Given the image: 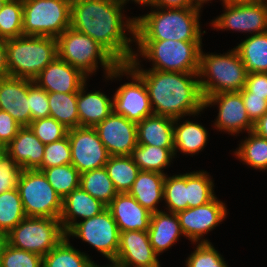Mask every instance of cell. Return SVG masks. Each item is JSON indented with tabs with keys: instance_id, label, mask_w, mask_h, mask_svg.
<instances>
[{
	"instance_id": "1",
	"label": "cell",
	"mask_w": 267,
	"mask_h": 267,
	"mask_svg": "<svg viewBox=\"0 0 267 267\" xmlns=\"http://www.w3.org/2000/svg\"><path fill=\"white\" fill-rule=\"evenodd\" d=\"M124 6L118 0L71 1L70 27L98 42L120 64H128L136 49V16L124 15Z\"/></svg>"
},
{
	"instance_id": "2",
	"label": "cell",
	"mask_w": 267,
	"mask_h": 267,
	"mask_svg": "<svg viewBox=\"0 0 267 267\" xmlns=\"http://www.w3.org/2000/svg\"><path fill=\"white\" fill-rule=\"evenodd\" d=\"M144 81L153 114L173 119L200 115L204 98L198 73L134 70Z\"/></svg>"
},
{
	"instance_id": "3",
	"label": "cell",
	"mask_w": 267,
	"mask_h": 267,
	"mask_svg": "<svg viewBox=\"0 0 267 267\" xmlns=\"http://www.w3.org/2000/svg\"><path fill=\"white\" fill-rule=\"evenodd\" d=\"M139 14L135 24V41L202 42L207 33L201 29V12L198 8H160Z\"/></svg>"
},
{
	"instance_id": "4",
	"label": "cell",
	"mask_w": 267,
	"mask_h": 267,
	"mask_svg": "<svg viewBox=\"0 0 267 267\" xmlns=\"http://www.w3.org/2000/svg\"><path fill=\"white\" fill-rule=\"evenodd\" d=\"M202 44L173 40L135 41L137 49L128 65L133 70L198 73ZM143 60L151 62L152 68L144 69Z\"/></svg>"
},
{
	"instance_id": "5",
	"label": "cell",
	"mask_w": 267,
	"mask_h": 267,
	"mask_svg": "<svg viewBox=\"0 0 267 267\" xmlns=\"http://www.w3.org/2000/svg\"><path fill=\"white\" fill-rule=\"evenodd\" d=\"M247 72L235 48L221 54L200 52L198 78L205 99L223 92H240L246 83Z\"/></svg>"
},
{
	"instance_id": "6",
	"label": "cell",
	"mask_w": 267,
	"mask_h": 267,
	"mask_svg": "<svg viewBox=\"0 0 267 267\" xmlns=\"http://www.w3.org/2000/svg\"><path fill=\"white\" fill-rule=\"evenodd\" d=\"M8 75L34 80L58 57L56 38L21 36L6 40Z\"/></svg>"
},
{
	"instance_id": "7",
	"label": "cell",
	"mask_w": 267,
	"mask_h": 267,
	"mask_svg": "<svg viewBox=\"0 0 267 267\" xmlns=\"http://www.w3.org/2000/svg\"><path fill=\"white\" fill-rule=\"evenodd\" d=\"M57 41L58 58L90 78L99 66L106 78L120 63L98 42L86 34L67 28Z\"/></svg>"
},
{
	"instance_id": "8",
	"label": "cell",
	"mask_w": 267,
	"mask_h": 267,
	"mask_svg": "<svg viewBox=\"0 0 267 267\" xmlns=\"http://www.w3.org/2000/svg\"><path fill=\"white\" fill-rule=\"evenodd\" d=\"M23 36L57 38L70 27L71 0H22Z\"/></svg>"
},
{
	"instance_id": "9",
	"label": "cell",
	"mask_w": 267,
	"mask_h": 267,
	"mask_svg": "<svg viewBox=\"0 0 267 267\" xmlns=\"http://www.w3.org/2000/svg\"><path fill=\"white\" fill-rule=\"evenodd\" d=\"M126 76L130 82L120 84L113 97V112L135 123L153 114L147 87L143 79L128 65L120 64L105 79L122 80Z\"/></svg>"
},
{
	"instance_id": "10",
	"label": "cell",
	"mask_w": 267,
	"mask_h": 267,
	"mask_svg": "<svg viewBox=\"0 0 267 267\" xmlns=\"http://www.w3.org/2000/svg\"><path fill=\"white\" fill-rule=\"evenodd\" d=\"M65 236L59 218L25 217L7 234V242L43 257Z\"/></svg>"
},
{
	"instance_id": "11",
	"label": "cell",
	"mask_w": 267,
	"mask_h": 267,
	"mask_svg": "<svg viewBox=\"0 0 267 267\" xmlns=\"http://www.w3.org/2000/svg\"><path fill=\"white\" fill-rule=\"evenodd\" d=\"M17 189L27 217L60 219L62 198L55 192L42 171L21 170Z\"/></svg>"
},
{
	"instance_id": "12",
	"label": "cell",
	"mask_w": 267,
	"mask_h": 267,
	"mask_svg": "<svg viewBox=\"0 0 267 267\" xmlns=\"http://www.w3.org/2000/svg\"><path fill=\"white\" fill-rule=\"evenodd\" d=\"M66 237L68 239L75 237L88 243L108 261L116 259L120 231L108 208L94 217L74 224L66 232Z\"/></svg>"
},
{
	"instance_id": "13",
	"label": "cell",
	"mask_w": 267,
	"mask_h": 267,
	"mask_svg": "<svg viewBox=\"0 0 267 267\" xmlns=\"http://www.w3.org/2000/svg\"><path fill=\"white\" fill-rule=\"evenodd\" d=\"M222 6L223 13L209 23L213 29L248 33L249 36L267 32V4L244 2Z\"/></svg>"
},
{
	"instance_id": "14",
	"label": "cell",
	"mask_w": 267,
	"mask_h": 267,
	"mask_svg": "<svg viewBox=\"0 0 267 267\" xmlns=\"http://www.w3.org/2000/svg\"><path fill=\"white\" fill-rule=\"evenodd\" d=\"M217 107V116L213 128L232 136L254 129V123L247 115L240 92H223L208 96L204 99V109ZM215 106V107H214Z\"/></svg>"
},
{
	"instance_id": "15",
	"label": "cell",
	"mask_w": 267,
	"mask_h": 267,
	"mask_svg": "<svg viewBox=\"0 0 267 267\" xmlns=\"http://www.w3.org/2000/svg\"><path fill=\"white\" fill-rule=\"evenodd\" d=\"M226 203L216 196L209 203L177 213L185 238L192 243L210 242L204 235L220 226L228 214Z\"/></svg>"
},
{
	"instance_id": "16",
	"label": "cell",
	"mask_w": 267,
	"mask_h": 267,
	"mask_svg": "<svg viewBox=\"0 0 267 267\" xmlns=\"http://www.w3.org/2000/svg\"><path fill=\"white\" fill-rule=\"evenodd\" d=\"M71 148V164L81 174L105 167L110 158L107 148L94 127H76L67 132Z\"/></svg>"
},
{
	"instance_id": "17",
	"label": "cell",
	"mask_w": 267,
	"mask_h": 267,
	"mask_svg": "<svg viewBox=\"0 0 267 267\" xmlns=\"http://www.w3.org/2000/svg\"><path fill=\"white\" fill-rule=\"evenodd\" d=\"M95 130L110 156L130 155L138 145L137 123L112 112Z\"/></svg>"
},
{
	"instance_id": "18",
	"label": "cell",
	"mask_w": 267,
	"mask_h": 267,
	"mask_svg": "<svg viewBox=\"0 0 267 267\" xmlns=\"http://www.w3.org/2000/svg\"><path fill=\"white\" fill-rule=\"evenodd\" d=\"M117 262L128 267H157L160 265L159 255L149 241L147 231L120 232V243Z\"/></svg>"
},
{
	"instance_id": "19",
	"label": "cell",
	"mask_w": 267,
	"mask_h": 267,
	"mask_svg": "<svg viewBox=\"0 0 267 267\" xmlns=\"http://www.w3.org/2000/svg\"><path fill=\"white\" fill-rule=\"evenodd\" d=\"M30 81L9 75L0 77V110L8 112L21 127L31 123Z\"/></svg>"
},
{
	"instance_id": "20",
	"label": "cell",
	"mask_w": 267,
	"mask_h": 267,
	"mask_svg": "<svg viewBox=\"0 0 267 267\" xmlns=\"http://www.w3.org/2000/svg\"><path fill=\"white\" fill-rule=\"evenodd\" d=\"M88 79L80 70L57 57L33 81L47 92L78 93Z\"/></svg>"
},
{
	"instance_id": "21",
	"label": "cell",
	"mask_w": 267,
	"mask_h": 267,
	"mask_svg": "<svg viewBox=\"0 0 267 267\" xmlns=\"http://www.w3.org/2000/svg\"><path fill=\"white\" fill-rule=\"evenodd\" d=\"M120 232L148 231L151 212L129 193H118L107 206Z\"/></svg>"
},
{
	"instance_id": "22",
	"label": "cell",
	"mask_w": 267,
	"mask_h": 267,
	"mask_svg": "<svg viewBox=\"0 0 267 267\" xmlns=\"http://www.w3.org/2000/svg\"><path fill=\"white\" fill-rule=\"evenodd\" d=\"M45 145L35 136L29 126L21 127L6 146V157L22 170H35L41 166Z\"/></svg>"
},
{
	"instance_id": "23",
	"label": "cell",
	"mask_w": 267,
	"mask_h": 267,
	"mask_svg": "<svg viewBox=\"0 0 267 267\" xmlns=\"http://www.w3.org/2000/svg\"><path fill=\"white\" fill-rule=\"evenodd\" d=\"M106 208L107 206L105 204L93 198L81 187L74 189L62 199L60 222L64 232L66 233L80 220L82 221L94 217Z\"/></svg>"
},
{
	"instance_id": "24",
	"label": "cell",
	"mask_w": 267,
	"mask_h": 267,
	"mask_svg": "<svg viewBox=\"0 0 267 267\" xmlns=\"http://www.w3.org/2000/svg\"><path fill=\"white\" fill-rule=\"evenodd\" d=\"M88 81L77 93L79 126L95 127L113 112V97L100 90H88Z\"/></svg>"
},
{
	"instance_id": "25",
	"label": "cell",
	"mask_w": 267,
	"mask_h": 267,
	"mask_svg": "<svg viewBox=\"0 0 267 267\" xmlns=\"http://www.w3.org/2000/svg\"><path fill=\"white\" fill-rule=\"evenodd\" d=\"M147 232L151 246L159 256L184 237L177 213L163 209L151 214Z\"/></svg>"
},
{
	"instance_id": "26",
	"label": "cell",
	"mask_w": 267,
	"mask_h": 267,
	"mask_svg": "<svg viewBox=\"0 0 267 267\" xmlns=\"http://www.w3.org/2000/svg\"><path fill=\"white\" fill-rule=\"evenodd\" d=\"M184 118L186 117L174 120V158L178 157L179 152L191 157L198 155L204 150L210 137V133L202 123L190 121L189 117L186 120Z\"/></svg>"
},
{
	"instance_id": "27",
	"label": "cell",
	"mask_w": 267,
	"mask_h": 267,
	"mask_svg": "<svg viewBox=\"0 0 267 267\" xmlns=\"http://www.w3.org/2000/svg\"><path fill=\"white\" fill-rule=\"evenodd\" d=\"M174 120L171 117L152 114L138 122V145L174 148Z\"/></svg>"
},
{
	"instance_id": "28",
	"label": "cell",
	"mask_w": 267,
	"mask_h": 267,
	"mask_svg": "<svg viewBox=\"0 0 267 267\" xmlns=\"http://www.w3.org/2000/svg\"><path fill=\"white\" fill-rule=\"evenodd\" d=\"M166 174L154 171H141L128 192L135 200L151 213L161 211L163 184Z\"/></svg>"
},
{
	"instance_id": "29",
	"label": "cell",
	"mask_w": 267,
	"mask_h": 267,
	"mask_svg": "<svg viewBox=\"0 0 267 267\" xmlns=\"http://www.w3.org/2000/svg\"><path fill=\"white\" fill-rule=\"evenodd\" d=\"M247 73H267V32L248 36L234 47Z\"/></svg>"
},
{
	"instance_id": "30",
	"label": "cell",
	"mask_w": 267,
	"mask_h": 267,
	"mask_svg": "<svg viewBox=\"0 0 267 267\" xmlns=\"http://www.w3.org/2000/svg\"><path fill=\"white\" fill-rule=\"evenodd\" d=\"M88 253L76 249L66 236L45 256L42 267H92Z\"/></svg>"
},
{
	"instance_id": "31",
	"label": "cell",
	"mask_w": 267,
	"mask_h": 267,
	"mask_svg": "<svg viewBox=\"0 0 267 267\" xmlns=\"http://www.w3.org/2000/svg\"><path fill=\"white\" fill-rule=\"evenodd\" d=\"M130 157L141 171H154L167 174L164 169L171 166L174 161V148H162L151 145H137Z\"/></svg>"
},
{
	"instance_id": "32",
	"label": "cell",
	"mask_w": 267,
	"mask_h": 267,
	"mask_svg": "<svg viewBox=\"0 0 267 267\" xmlns=\"http://www.w3.org/2000/svg\"><path fill=\"white\" fill-rule=\"evenodd\" d=\"M244 139L233 151L235 158L249 168L254 170L266 171L267 170V139L259 136L254 131L247 133Z\"/></svg>"
},
{
	"instance_id": "33",
	"label": "cell",
	"mask_w": 267,
	"mask_h": 267,
	"mask_svg": "<svg viewBox=\"0 0 267 267\" xmlns=\"http://www.w3.org/2000/svg\"><path fill=\"white\" fill-rule=\"evenodd\" d=\"M105 168L117 193H128L140 172L130 155L110 156Z\"/></svg>"
},
{
	"instance_id": "34",
	"label": "cell",
	"mask_w": 267,
	"mask_h": 267,
	"mask_svg": "<svg viewBox=\"0 0 267 267\" xmlns=\"http://www.w3.org/2000/svg\"><path fill=\"white\" fill-rule=\"evenodd\" d=\"M50 116L68 130L79 127L77 93L48 92Z\"/></svg>"
},
{
	"instance_id": "35",
	"label": "cell",
	"mask_w": 267,
	"mask_h": 267,
	"mask_svg": "<svg viewBox=\"0 0 267 267\" xmlns=\"http://www.w3.org/2000/svg\"><path fill=\"white\" fill-rule=\"evenodd\" d=\"M80 187L106 206L118 194L105 167L81 173Z\"/></svg>"
},
{
	"instance_id": "36",
	"label": "cell",
	"mask_w": 267,
	"mask_h": 267,
	"mask_svg": "<svg viewBox=\"0 0 267 267\" xmlns=\"http://www.w3.org/2000/svg\"><path fill=\"white\" fill-rule=\"evenodd\" d=\"M214 180L205 170L187 172L188 208L209 203L216 197Z\"/></svg>"
},
{
	"instance_id": "37",
	"label": "cell",
	"mask_w": 267,
	"mask_h": 267,
	"mask_svg": "<svg viewBox=\"0 0 267 267\" xmlns=\"http://www.w3.org/2000/svg\"><path fill=\"white\" fill-rule=\"evenodd\" d=\"M163 203L167 212L178 213L188 208L187 172L167 175L163 184Z\"/></svg>"
},
{
	"instance_id": "38",
	"label": "cell",
	"mask_w": 267,
	"mask_h": 267,
	"mask_svg": "<svg viewBox=\"0 0 267 267\" xmlns=\"http://www.w3.org/2000/svg\"><path fill=\"white\" fill-rule=\"evenodd\" d=\"M25 217L17 188L0 193V231L7 235Z\"/></svg>"
},
{
	"instance_id": "39",
	"label": "cell",
	"mask_w": 267,
	"mask_h": 267,
	"mask_svg": "<svg viewBox=\"0 0 267 267\" xmlns=\"http://www.w3.org/2000/svg\"><path fill=\"white\" fill-rule=\"evenodd\" d=\"M47 181L63 199L74 189L80 187L81 174L72 164L59 165L42 170Z\"/></svg>"
},
{
	"instance_id": "40",
	"label": "cell",
	"mask_w": 267,
	"mask_h": 267,
	"mask_svg": "<svg viewBox=\"0 0 267 267\" xmlns=\"http://www.w3.org/2000/svg\"><path fill=\"white\" fill-rule=\"evenodd\" d=\"M23 36V1L7 0L0 11V39Z\"/></svg>"
},
{
	"instance_id": "41",
	"label": "cell",
	"mask_w": 267,
	"mask_h": 267,
	"mask_svg": "<svg viewBox=\"0 0 267 267\" xmlns=\"http://www.w3.org/2000/svg\"><path fill=\"white\" fill-rule=\"evenodd\" d=\"M194 251L185 261V267H229L223 255L215 249L212 242L192 243Z\"/></svg>"
},
{
	"instance_id": "42",
	"label": "cell",
	"mask_w": 267,
	"mask_h": 267,
	"mask_svg": "<svg viewBox=\"0 0 267 267\" xmlns=\"http://www.w3.org/2000/svg\"><path fill=\"white\" fill-rule=\"evenodd\" d=\"M43 257L21 250L6 242L0 256V267H42Z\"/></svg>"
},
{
	"instance_id": "43",
	"label": "cell",
	"mask_w": 267,
	"mask_h": 267,
	"mask_svg": "<svg viewBox=\"0 0 267 267\" xmlns=\"http://www.w3.org/2000/svg\"><path fill=\"white\" fill-rule=\"evenodd\" d=\"M66 164H71V148L68 135L45 145L43 160L37 170L42 171L43 169Z\"/></svg>"
},
{
	"instance_id": "44",
	"label": "cell",
	"mask_w": 267,
	"mask_h": 267,
	"mask_svg": "<svg viewBox=\"0 0 267 267\" xmlns=\"http://www.w3.org/2000/svg\"><path fill=\"white\" fill-rule=\"evenodd\" d=\"M29 127L44 145L64 138L68 132L66 127L51 116L36 119L30 123Z\"/></svg>"
},
{
	"instance_id": "45",
	"label": "cell",
	"mask_w": 267,
	"mask_h": 267,
	"mask_svg": "<svg viewBox=\"0 0 267 267\" xmlns=\"http://www.w3.org/2000/svg\"><path fill=\"white\" fill-rule=\"evenodd\" d=\"M29 108L31 110V122L50 116L48 92L39 87L33 80L29 82Z\"/></svg>"
},
{
	"instance_id": "46",
	"label": "cell",
	"mask_w": 267,
	"mask_h": 267,
	"mask_svg": "<svg viewBox=\"0 0 267 267\" xmlns=\"http://www.w3.org/2000/svg\"><path fill=\"white\" fill-rule=\"evenodd\" d=\"M21 167L7 157L0 163V193L17 188Z\"/></svg>"
},
{
	"instance_id": "47",
	"label": "cell",
	"mask_w": 267,
	"mask_h": 267,
	"mask_svg": "<svg viewBox=\"0 0 267 267\" xmlns=\"http://www.w3.org/2000/svg\"><path fill=\"white\" fill-rule=\"evenodd\" d=\"M246 112L250 120L255 123L267 112V99L265 97L252 96L244 88L240 91Z\"/></svg>"
},
{
	"instance_id": "48",
	"label": "cell",
	"mask_w": 267,
	"mask_h": 267,
	"mask_svg": "<svg viewBox=\"0 0 267 267\" xmlns=\"http://www.w3.org/2000/svg\"><path fill=\"white\" fill-rule=\"evenodd\" d=\"M20 128L21 126L8 112L0 110V144L6 147Z\"/></svg>"
},
{
	"instance_id": "49",
	"label": "cell",
	"mask_w": 267,
	"mask_h": 267,
	"mask_svg": "<svg viewBox=\"0 0 267 267\" xmlns=\"http://www.w3.org/2000/svg\"><path fill=\"white\" fill-rule=\"evenodd\" d=\"M244 89L252 93V96L265 97L267 99V73H247Z\"/></svg>"
},
{
	"instance_id": "50",
	"label": "cell",
	"mask_w": 267,
	"mask_h": 267,
	"mask_svg": "<svg viewBox=\"0 0 267 267\" xmlns=\"http://www.w3.org/2000/svg\"><path fill=\"white\" fill-rule=\"evenodd\" d=\"M147 7L195 8L192 0H153V2Z\"/></svg>"
},
{
	"instance_id": "51",
	"label": "cell",
	"mask_w": 267,
	"mask_h": 267,
	"mask_svg": "<svg viewBox=\"0 0 267 267\" xmlns=\"http://www.w3.org/2000/svg\"><path fill=\"white\" fill-rule=\"evenodd\" d=\"M8 76L6 40L0 39V77Z\"/></svg>"
},
{
	"instance_id": "52",
	"label": "cell",
	"mask_w": 267,
	"mask_h": 267,
	"mask_svg": "<svg viewBox=\"0 0 267 267\" xmlns=\"http://www.w3.org/2000/svg\"><path fill=\"white\" fill-rule=\"evenodd\" d=\"M253 131L259 136L267 139V112L254 123Z\"/></svg>"
},
{
	"instance_id": "53",
	"label": "cell",
	"mask_w": 267,
	"mask_h": 267,
	"mask_svg": "<svg viewBox=\"0 0 267 267\" xmlns=\"http://www.w3.org/2000/svg\"><path fill=\"white\" fill-rule=\"evenodd\" d=\"M118 1L122 4H125V5H127L130 1V3L134 2L135 4H138L142 7H147L153 2V0H118Z\"/></svg>"
},
{
	"instance_id": "54",
	"label": "cell",
	"mask_w": 267,
	"mask_h": 267,
	"mask_svg": "<svg viewBox=\"0 0 267 267\" xmlns=\"http://www.w3.org/2000/svg\"><path fill=\"white\" fill-rule=\"evenodd\" d=\"M92 267H128L126 265H123L119 262H117L116 260H109V264L107 265H99L97 263H93V266Z\"/></svg>"
},
{
	"instance_id": "55",
	"label": "cell",
	"mask_w": 267,
	"mask_h": 267,
	"mask_svg": "<svg viewBox=\"0 0 267 267\" xmlns=\"http://www.w3.org/2000/svg\"><path fill=\"white\" fill-rule=\"evenodd\" d=\"M212 0H192L193 6L198 9H202L205 4H208ZM222 2V0H220Z\"/></svg>"
},
{
	"instance_id": "56",
	"label": "cell",
	"mask_w": 267,
	"mask_h": 267,
	"mask_svg": "<svg viewBox=\"0 0 267 267\" xmlns=\"http://www.w3.org/2000/svg\"><path fill=\"white\" fill-rule=\"evenodd\" d=\"M6 242H7V235L4 232L0 231V256Z\"/></svg>"
},
{
	"instance_id": "57",
	"label": "cell",
	"mask_w": 267,
	"mask_h": 267,
	"mask_svg": "<svg viewBox=\"0 0 267 267\" xmlns=\"http://www.w3.org/2000/svg\"><path fill=\"white\" fill-rule=\"evenodd\" d=\"M252 2V0H222L221 4H235V3H244Z\"/></svg>"
},
{
	"instance_id": "58",
	"label": "cell",
	"mask_w": 267,
	"mask_h": 267,
	"mask_svg": "<svg viewBox=\"0 0 267 267\" xmlns=\"http://www.w3.org/2000/svg\"><path fill=\"white\" fill-rule=\"evenodd\" d=\"M4 158H6V147L0 144V163Z\"/></svg>"
},
{
	"instance_id": "59",
	"label": "cell",
	"mask_w": 267,
	"mask_h": 267,
	"mask_svg": "<svg viewBox=\"0 0 267 267\" xmlns=\"http://www.w3.org/2000/svg\"><path fill=\"white\" fill-rule=\"evenodd\" d=\"M252 2H258V3L267 4V0H252Z\"/></svg>"
},
{
	"instance_id": "60",
	"label": "cell",
	"mask_w": 267,
	"mask_h": 267,
	"mask_svg": "<svg viewBox=\"0 0 267 267\" xmlns=\"http://www.w3.org/2000/svg\"><path fill=\"white\" fill-rule=\"evenodd\" d=\"M7 0H0V11L2 9V7L4 6V4L6 3Z\"/></svg>"
}]
</instances>
